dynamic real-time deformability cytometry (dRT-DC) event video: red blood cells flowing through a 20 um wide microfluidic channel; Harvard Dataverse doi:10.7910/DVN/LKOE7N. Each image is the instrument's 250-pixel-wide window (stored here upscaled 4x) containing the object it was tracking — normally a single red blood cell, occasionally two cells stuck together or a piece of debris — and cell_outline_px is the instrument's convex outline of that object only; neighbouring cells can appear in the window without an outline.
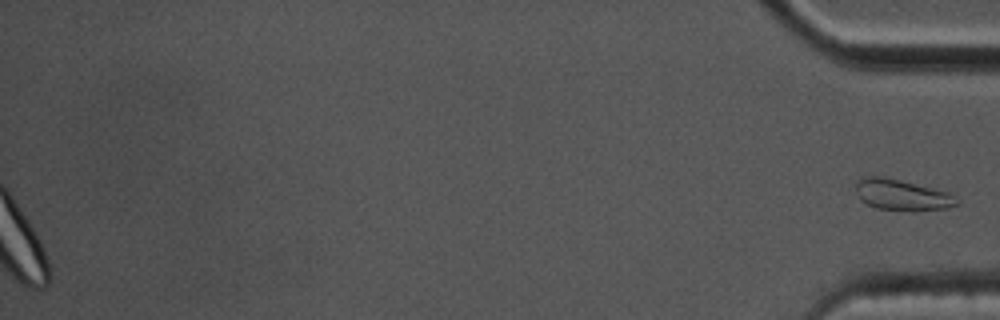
{"species": "common noctule bat (a hibernating species)", "species_latin": "Nyctalus noctula", "temperature_condition": "cold", "stored_images_in_passage": 52, "segment_of_instrument_passage": [2, 2], "camera_frame_rate_fps": 3000, "um_per_image_px": 0.085, "animal": {"sex": "male", "body_mass_g": 17.5, "forearm_length_mm": 52.3}, "frame": {"image": 1, "passage_image": 52, "time_ms": 17.0, "image_size_px": [1000, 320], "cell_outline_px": [[960, 204], [944, 208], [912, 212], [876, 208], [860, 200], [856, 192], [856, 184], [860, 180], [868, 176], [880, 176], [948, 192], [960, 200]], "centroid_in_image_um": [76.68, 16.6], "position_along_channel_um": 358.5, "area_um2": 18.03}}